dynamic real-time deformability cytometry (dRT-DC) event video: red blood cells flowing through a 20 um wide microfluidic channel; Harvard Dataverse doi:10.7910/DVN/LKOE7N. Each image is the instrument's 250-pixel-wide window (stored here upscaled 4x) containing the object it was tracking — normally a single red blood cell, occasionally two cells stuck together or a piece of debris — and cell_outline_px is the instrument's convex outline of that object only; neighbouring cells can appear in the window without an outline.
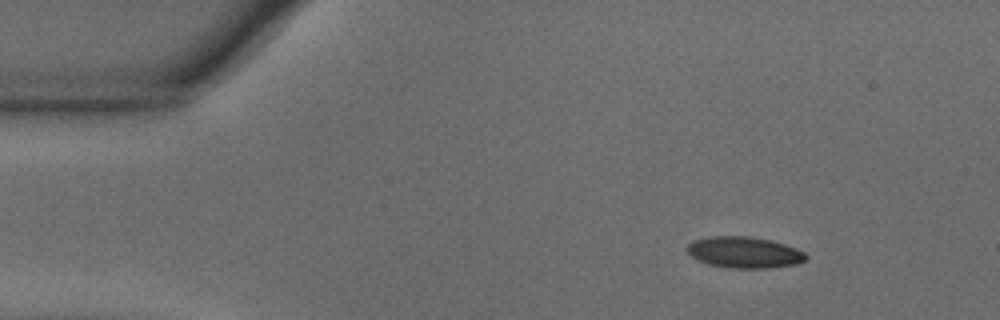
{"species": "common noctule bat (a hibernating species)", "species_latin": "Nyctalus noctula", "temperature_condition": "warm", "stored_images_in_passage": 49, "camera_frame_rate_fps": 3000, "um_per_image_px": 0.085, "animal": {"sex": "male", "body_mass_g": 18.8}, "frame": {"image": 1, "passage_image": 1, "time_ms": 0.0, "image_size_px": [1000, 320], "cell_outline_px": [[808, 256], [804, 260], [796, 264], [768, 268], [728, 268], [708, 264], [696, 260], [688, 252], [688, 244], [692, 240], [708, 236], [748, 236], [772, 240], [796, 248], [804, 252]], "centroid_in_image_um": [63.24, 21.45], "position_along_channel_um": 21.8, "area_um2": 21.73}}
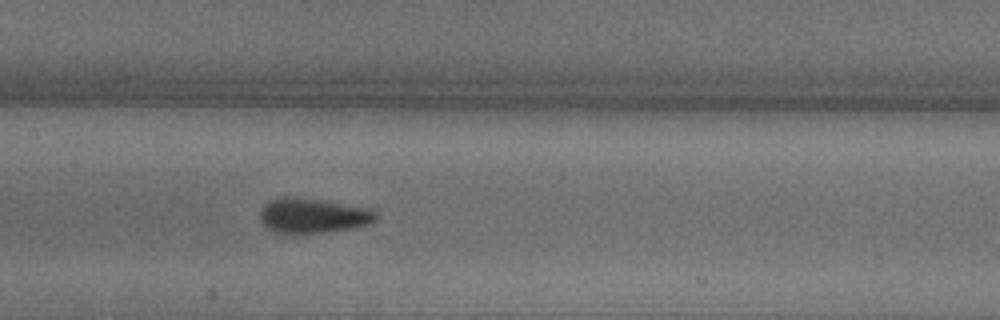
{"frame": {"image": 2, "passage_image": 20, "time_ms": 6.333, "image_size_px": [1000, 320], "cell_outline_px": [[376, 220], [368, 224], [352, 228], [324, 232], [272, 232], [260, 220], [260, 212], [264, 204], [272, 200], [284, 196], [292, 196], [320, 200], [364, 208], [376, 212]], "centroid_in_image_um": [26.55, 18.32], "position_along_channel_um": 180.9, "area_um2": 22.95}}
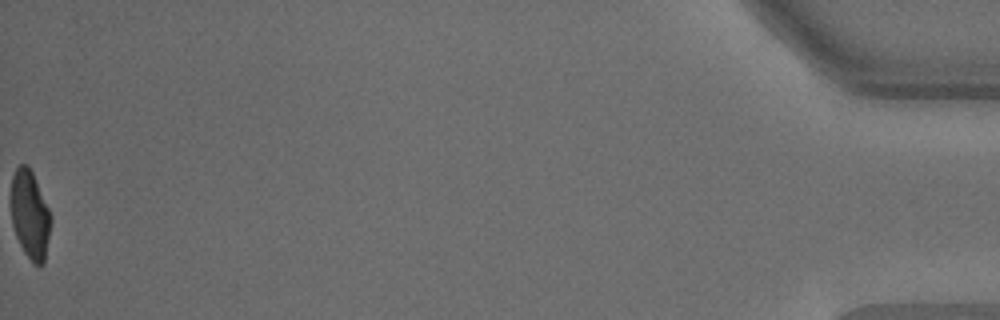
{"frame": {"image": 3, "passage_image": 49, "time_ms": 16.0, "image_size_px": [1000, 320], "cell_outline_px": [[52, 220], [44, 264], [32, 264], [24, 252], [16, 236], [12, 224], [12, 176], [16, 168], [20, 164], [28, 164], [32, 172], [52, 216]], "centroid_in_image_um": [2.57, 18.27], "position_along_channel_um": 432.6, "area_um2": 20.4}, "authors_computed_cell_mechanics": {"area_um2": 22.4842, "velocity_mm_per_s": 3.667, "shape_relaxation_time_tau1_ms": 3.7475, "shape_relaxation_time_tau2_ms": null, "deformation_change_tau1": 0.1526, "deformation_change_tau2": null}}